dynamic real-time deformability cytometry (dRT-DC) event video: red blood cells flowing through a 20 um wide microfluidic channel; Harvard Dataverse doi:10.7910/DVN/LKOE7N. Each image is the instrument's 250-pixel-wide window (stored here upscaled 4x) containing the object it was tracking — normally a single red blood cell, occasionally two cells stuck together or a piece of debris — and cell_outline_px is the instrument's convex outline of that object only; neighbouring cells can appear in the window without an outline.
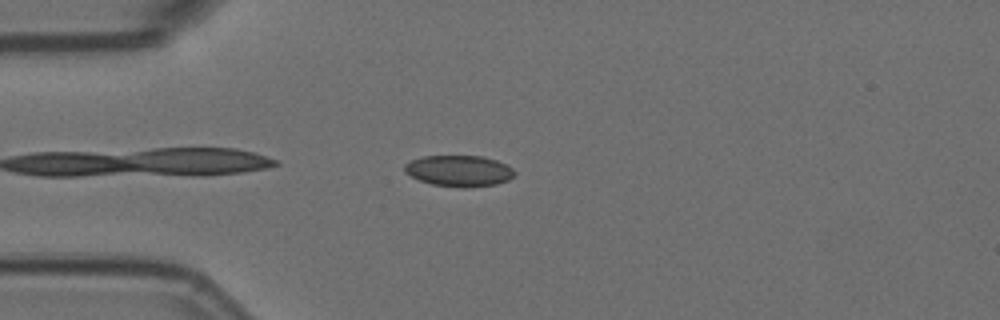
{"species": "Egyptian fruit bat (a non-hibernating species)", "species_latin": "Rousettus aegyptiacus", "temperature_condition": "room temperature", "stored_images_in_passage": 29, "camera_frame_rate_fps": 3000, "um_per_image_px": 0.085, "animal": {"sex": "female"}, "frame": {"image": 1, "passage_image": 3, "time_ms": 0.667, "image_size_px": [1000, 320], "cell_outline_px": [[516, 172], [508, 180], [496, 184], [464, 188], [460, 188], [432, 184], [420, 180], [404, 172], [404, 164], [412, 160], [424, 156], [480, 156], [496, 160], [512, 168]], "centroid_in_image_um": [39.01, 14.53], "position_along_channel_um": 46.0, "area_um2": 19.83}}
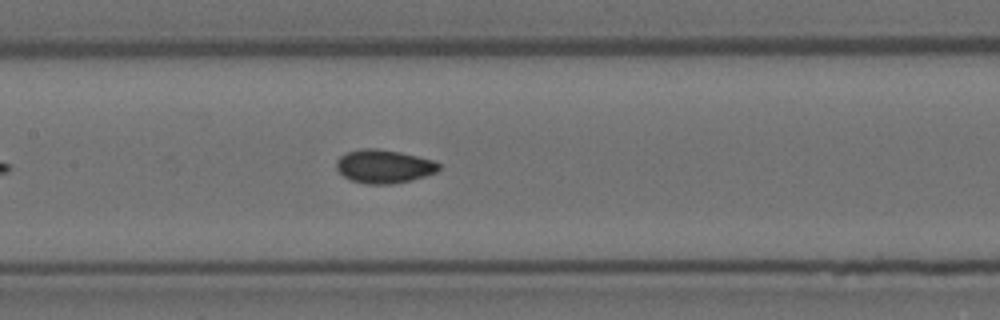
{"frame": {"image": 2, "passage_image": 15, "time_ms": 4.667, "image_size_px": [1000, 320], "cell_outline_px": [[440, 168], [436, 172], [412, 180], [392, 184], [368, 184], [352, 180], [344, 176], [336, 168], [336, 160], [340, 156], [348, 152], [360, 148], [376, 148], [400, 152], [432, 160], [440, 164]], "centroid_in_image_um": [32.62, 14.14], "position_along_channel_um": 174.8, "area_um2": 19.88}}
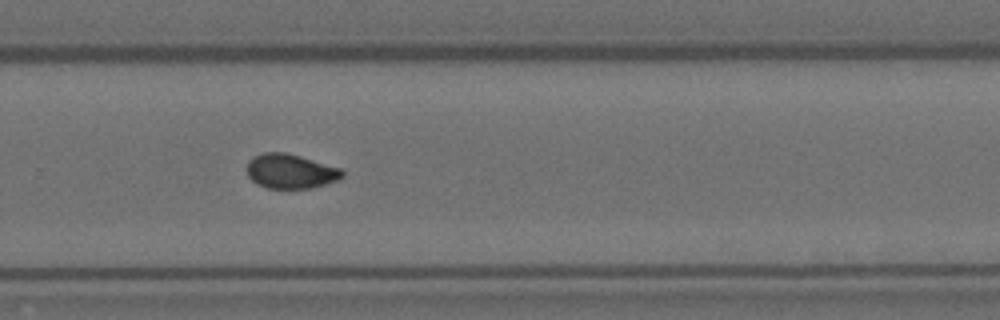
{"frame": {"image": 3, "passage_image": 26, "time_ms": 8.333, "image_size_px": [1000, 320], "cell_outline_px": [[344, 176], [340, 180], [312, 188], [264, 188], [256, 184], [248, 176], [248, 160], [252, 156], [264, 152], [284, 152], [300, 156], [340, 168], [344, 172]], "centroid_in_image_um": [24.69, 14.56], "position_along_channel_um": 305.1, "area_um2": 19.31}}